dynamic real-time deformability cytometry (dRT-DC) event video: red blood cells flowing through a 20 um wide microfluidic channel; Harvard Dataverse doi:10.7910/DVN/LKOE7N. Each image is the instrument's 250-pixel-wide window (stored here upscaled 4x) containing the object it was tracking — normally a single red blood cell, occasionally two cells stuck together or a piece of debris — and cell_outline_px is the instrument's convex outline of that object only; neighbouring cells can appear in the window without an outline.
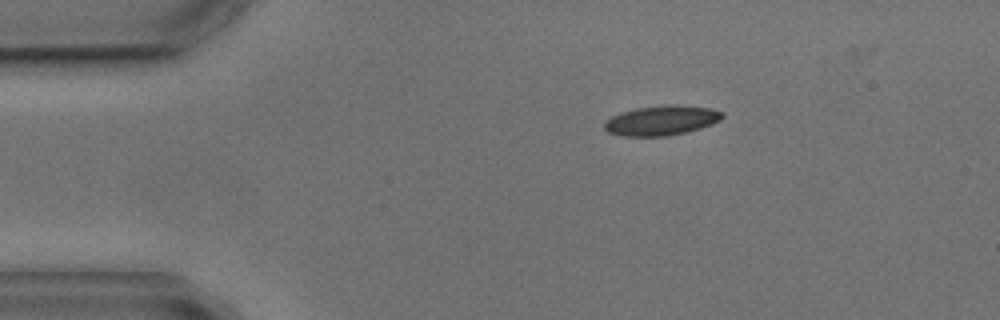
{"species": "common noctule bat (a hibernating species)", "species_latin": "Nyctalus noctula", "temperature_condition": "cold", "stored_images_in_passage": 8, "camera_frame_rate_fps": 3000, "um_per_image_px": 0.085, "animal": {"sex": "male", "body_mass_g": 17.9, "forearm_length_mm": 54.2}, "frame": {"image": 1, "passage_image": 1, "time_ms": 0.0, "image_size_px": [1000, 320], "cell_outline_px": [[724, 116], [720, 120], [712, 124], [688, 132], [668, 136], [624, 136], [608, 132], [604, 128], [604, 120], [620, 112], [636, 108], [668, 104], [676, 104], [708, 108], [724, 112]], "centroid_in_image_um": [56.22, 10.23], "position_along_channel_um": 28.8, "area_um2": 20.63}}
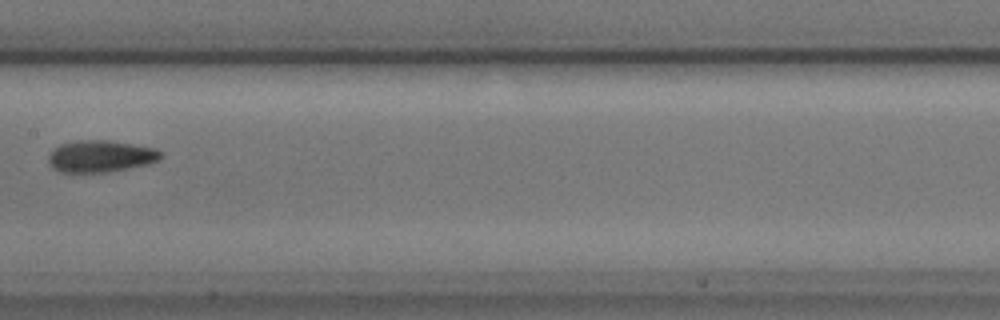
{"frame": {"image": 2, "passage_image": 6, "time_ms": 6.0, "image_size_px": [1000, 320], "cell_outline_px": [[164, 156], [160, 160], [148, 164], [108, 172], [60, 172], [52, 168], [48, 164], [48, 156], [60, 144], [76, 140], [108, 140], [156, 148]], "centroid_in_image_um": [8.56, 13.28], "position_along_channel_um": 198.8, "area_um2": 20.92}}
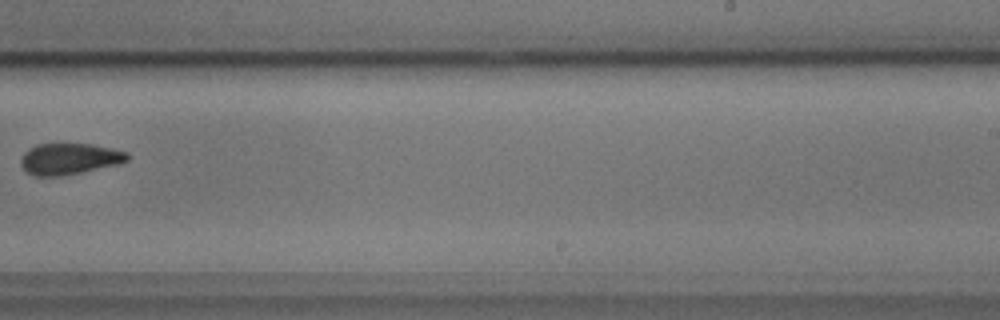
{"frame": {"image": 3, "passage_image": 8, "time_ms": 8.333, "image_size_px": [1000, 320], "cell_outline_px": [[132, 156], [128, 160], [120, 164], [60, 176], [36, 176], [28, 172], [20, 164], [20, 160], [24, 152], [28, 148], [36, 144], [92, 144], [112, 148], [128, 152]], "centroid_in_image_um": [5.93, 13.49], "position_along_channel_um": 283.1, "area_um2": 19.48}}